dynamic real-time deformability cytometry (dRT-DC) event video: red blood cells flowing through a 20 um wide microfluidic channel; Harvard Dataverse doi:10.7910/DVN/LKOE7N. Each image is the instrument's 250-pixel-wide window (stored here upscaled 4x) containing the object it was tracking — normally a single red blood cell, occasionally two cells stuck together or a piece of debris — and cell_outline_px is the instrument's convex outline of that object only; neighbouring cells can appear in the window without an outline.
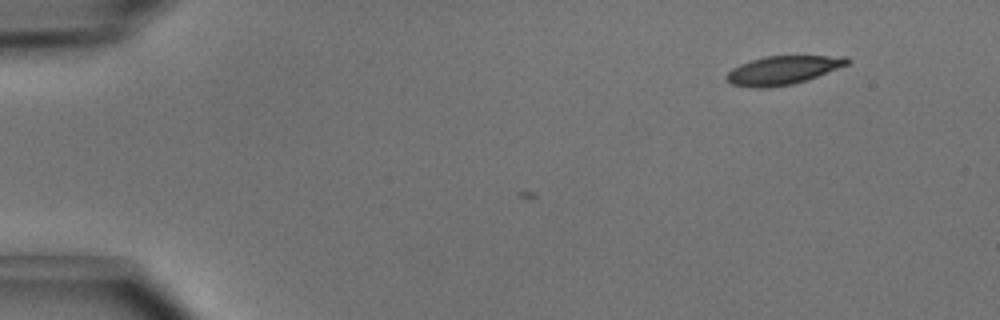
{"species": "common noctule bat (a hibernating species)", "species_latin": "Nyctalus noctula", "temperature_condition": "cold", "stored_images_in_passage": 11, "camera_frame_rate_fps": 3000, "um_per_image_px": 0.085, "animal": {"sex": "male", "body_mass_g": 15.6}, "frame": {"image": 1, "passage_image": 11, "time_ms": 3.333, "image_size_px": [1000, 320], "cell_outline_px": [[852, 60], [848, 64], [808, 80], [792, 84], [768, 88], [756, 88], [732, 84], [724, 76], [732, 68], [740, 64], [764, 56], [848, 56]], "centroid_in_image_um": [66.56, 5.96], "position_along_channel_um": 18.4, "area_um2": 20.11}}